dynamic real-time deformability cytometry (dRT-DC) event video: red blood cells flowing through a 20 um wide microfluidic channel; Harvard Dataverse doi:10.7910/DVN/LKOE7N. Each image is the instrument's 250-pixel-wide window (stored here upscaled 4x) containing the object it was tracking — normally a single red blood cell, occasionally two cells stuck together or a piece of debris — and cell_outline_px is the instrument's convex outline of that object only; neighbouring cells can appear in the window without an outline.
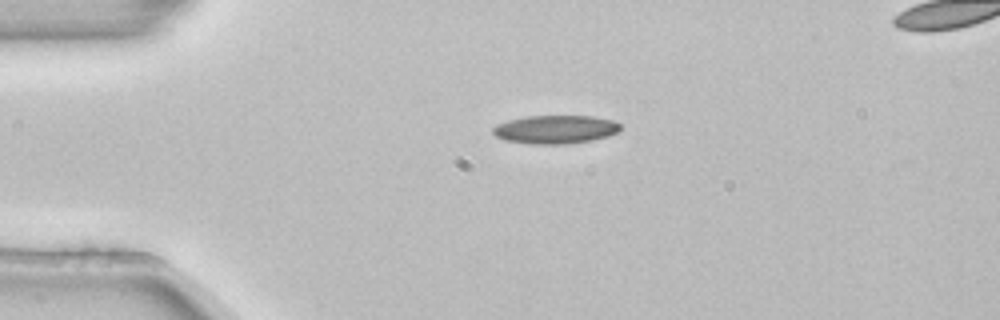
{"species": "common noctule bat (a hibernating species)", "species_latin": "Nyctalus noctula", "temperature_condition": "room temperature", "stored_images_in_passage": 3, "camera_frame_rate_fps": 3000, "um_per_image_px": 0.085, "animal": {"sex": "female", "body_mass_g": 22.7, "forearm_length_mm": 54.2}, "frame": {"image": 1, "passage_image": 1, "time_ms": 0.0, "image_size_px": [1000, 320], "cell_outline_px": [[620, 128], [616, 132], [608, 136], [592, 140], [568, 144], [528, 144], [504, 140], [496, 136], [492, 132], [492, 128], [496, 124], [508, 120], [528, 116], [592, 116], [612, 120], [620, 124]], "centroid_in_image_um": [47.17, 11.0], "position_along_channel_um": 37.8, "area_um2": 21.15}}